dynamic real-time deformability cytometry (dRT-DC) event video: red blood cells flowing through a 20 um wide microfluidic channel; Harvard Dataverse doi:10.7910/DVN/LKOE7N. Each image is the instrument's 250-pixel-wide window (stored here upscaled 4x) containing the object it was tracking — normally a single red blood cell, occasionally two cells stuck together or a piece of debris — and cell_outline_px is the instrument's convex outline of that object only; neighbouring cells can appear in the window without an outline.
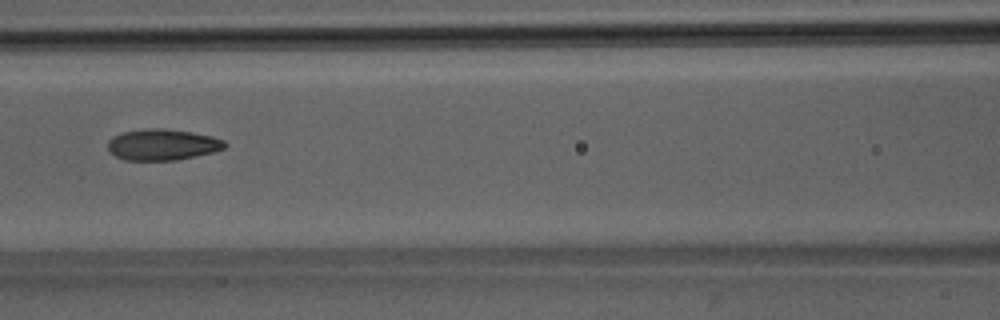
{"species": "Egyptian fruit bat (a non-hibernating species)", "species_latin": "Rousettus aegyptiacus", "temperature_condition": "room temperature", "stored_images_in_passage": 5, "camera_frame_rate_fps": 3000, "um_per_image_px": 0.085, "animal": {"sex": "male"}, "frame": {"image": 1, "passage_image": 5, "time_ms": 4.667, "image_size_px": [1000, 320], "cell_outline_px": [[228, 144], [224, 148], [212, 152], [196, 156], [176, 160], [124, 160], [116, 156], [108, 148], [108, 140], [112, 136], [124, 132], [148, 128], [164, 128], [192, 132], [212, 136], [224, 140]], "centroid_in_image_um": [13.82, 12.29], "position_along_channel_um": 152.8, "area_um2": 21.21}}